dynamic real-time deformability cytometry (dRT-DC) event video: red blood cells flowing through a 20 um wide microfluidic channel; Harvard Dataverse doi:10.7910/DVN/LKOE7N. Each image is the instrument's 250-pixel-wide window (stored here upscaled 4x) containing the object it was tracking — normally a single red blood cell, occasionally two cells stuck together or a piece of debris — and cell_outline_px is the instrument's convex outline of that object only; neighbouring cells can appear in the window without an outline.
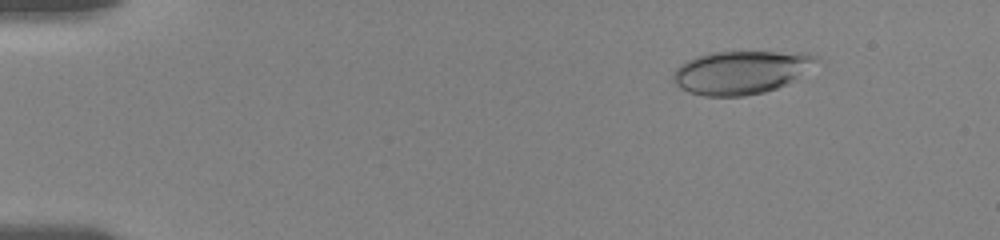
{"species": "human", "species_latin": "Homo sapiens", "temperature_condition": "room temperature", "stored_images_in_passage": 32, "camera_frame_rate_fps": 3000, "um_per_image_px": 0.085, "donor": {"sex": "female"}, "frame": {"image": 1, "passage_image": 11, "time_ms": 2.0, "image_size_px": [1000, 240], "cell_outline_px": [[820, 60], [784, 84], [776, 88], [764, 92], [744, 96], [704, 96], [688, 92], [680, 88], [672, 80], [672, 76], [676, 68], [680, 64], [696, 56], [712, 52], [808, 52], [820, 56]], "centroid_in_image_um": [62.94, 6.13], "position_along_channel_um": 22.1, "area_um2": 35.84}}
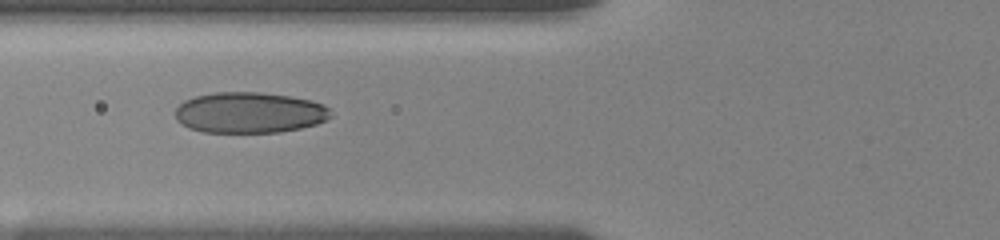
{"frame": {"image": 2, "passage_image": 28, "time_ms": 7.0, "image_size_px": [1000, 240], "cell_outline_px": [[332, 116], [316, 124], [300, 128], [280, 132], [204, 132], [188, 128], [176, 120], [176, 108], [184, 100], [196, 96], [216, 92], [260, 92], [288, 96], [312, 100], [324, 104], [328, 108]], "centroid_in_image_um": [21.2, 9.57], "position_along_channel_um": 104.6, "area_um2": 36.99}}
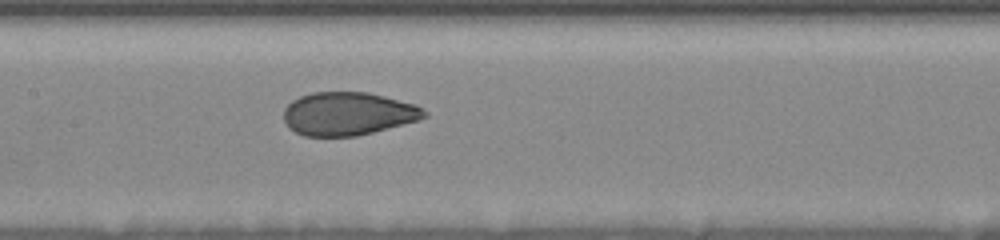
{"frame": {"image": 3, "passage_image": 32, "time_ms": 9.0, "image_size_px": [1000, 240], "cell_outline_px": [[428, 116], [420, 120], [356, 136], [304, 136], [288, 128], [284, 120], [284, 108], [292, 100], [300, 96], [312, 92], [368, 92], [416, 104], [424, 108], [428, 112]], "centroid_in_image_um": [29.6, 9.66], "position_along_channel_um": 177.8, "area_um2": 35.6}}